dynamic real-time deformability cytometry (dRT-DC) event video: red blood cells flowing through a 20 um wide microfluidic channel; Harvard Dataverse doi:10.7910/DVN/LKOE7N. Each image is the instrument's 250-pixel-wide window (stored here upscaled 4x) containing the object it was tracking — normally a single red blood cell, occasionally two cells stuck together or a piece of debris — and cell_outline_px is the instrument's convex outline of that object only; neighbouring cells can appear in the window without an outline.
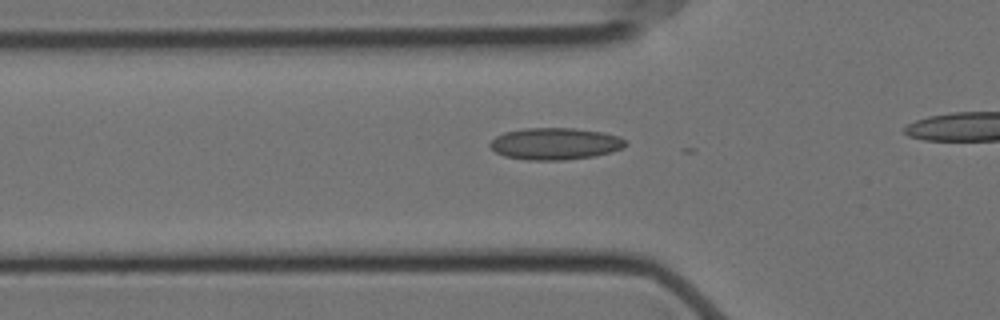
{"species": "Egyptian fruit bat (a non-hibernating species)", "species_latin": "Rousettus aegyptiacus", "temperature_condition": "cold", "stored_images_in_passage": 20, "camera_frame_rate_fps": 3000, "um_per_image_px": 0.085, "animal": {"sex": "female"}, "frame": {"image": 1, "passage_image": 14, "time_ms": 4.333, "image_size_px": [1000, 320], "cell_outline_px": [[628, 144], [624, 148], [612, 152], [592, 156], [564, 160], [528, 160], [504, 156], [496, 152], [488, 144], [496, 136], [504, 132], [524, 128], [572, 128], [604, 132], [620, 136]], "centroid_in_image_um": [47.2, 12.21], "position_along_channel_um": 78.6, "area_um2": 25.26}}
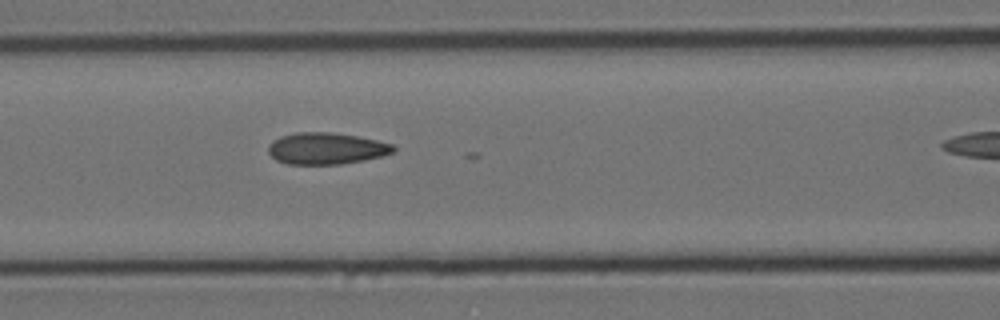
{"frame": {"image": 2, "passage_image": 19, "time_ms": 6.0, "image_size_px": [1000, 320], "cell_outline_px": [[396, 152], [364, 160], [340, 164], [288, 164], [276, 160], [268, 152], [268, 144], [272, 140], [280, 136], [296, 132], [332, 132], [356, 136], [376, 140], [392, 144], [396, 148]], "centroid_in_image_um": [27.71, 12.61], "position_along_channel_um": 138.9, "area_um2": 23.12}}